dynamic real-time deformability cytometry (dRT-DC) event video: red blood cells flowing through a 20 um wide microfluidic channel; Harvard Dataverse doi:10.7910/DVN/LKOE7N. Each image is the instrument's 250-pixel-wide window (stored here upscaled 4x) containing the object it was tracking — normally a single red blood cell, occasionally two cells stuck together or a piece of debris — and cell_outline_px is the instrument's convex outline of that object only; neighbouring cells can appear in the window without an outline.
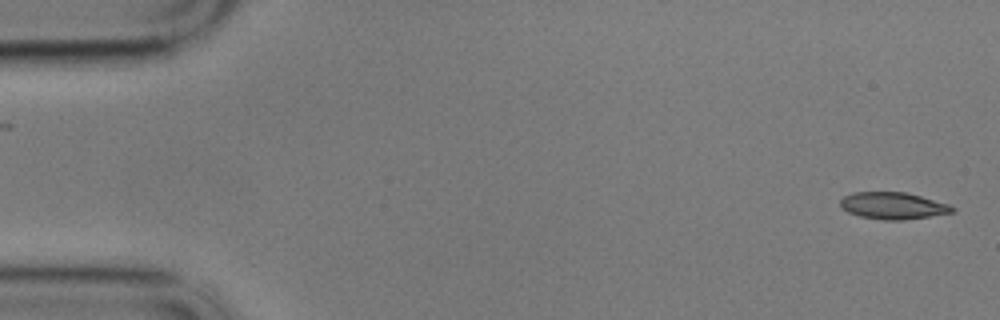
{"species": "common noctule bat (a hibernating species)", "species_latin": "Nyctalus noctula", "temperature_condition": "cold", "stored_images_in_passage": 50, "camera_frame_rate_fps": 3000, "um_per_image_px": 0.085, "animal": {"sex": "male", "body_mass_g": 17.9}, "frame": {"image": 1, "passage_image": 1, "time_ms": 0.0, "image_size_px": [1000, 320], "cell_outline_px": [[956, 212], [904, 220], [884, 220], [860, 216], [848, 212], [840, 208], [840, 200], [844, 196], [852, 192], [904, 192], [920, 196], [948, 204], [956, 208]], "centroid_in_image_um": [75.89, 17.49], "position_along_channel_um": 9.1, "area_um2": 17.57}}
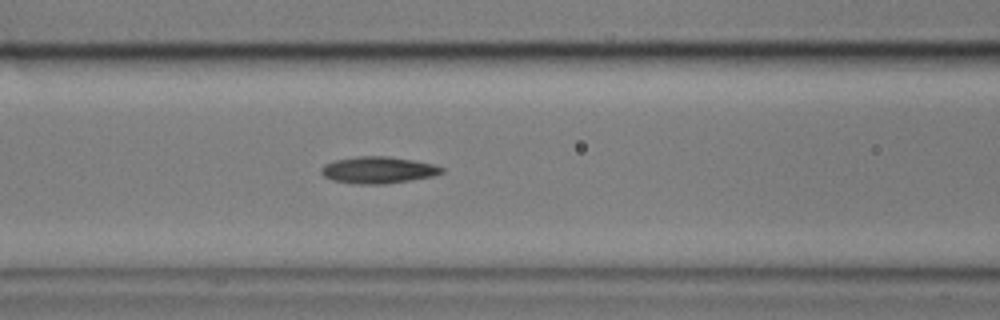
{"frame": {"image": 2, "passage_image": 23, "time_ms": 7.333, "image_size_px": [1000, 320], "cell_outline_px": [[444, 172], [432, 176], [384, 184], [356, 184], [332, 180], [324, 176], [320, 172], [320, 168], [324, 164], [336, 160], [360, 156], [388, 156], [436, 164], [444, 168]], "centroid_in_image_um": [32.14, 14.45], "position_along_channel_um": 134.5, "area_um2": 18.73}}
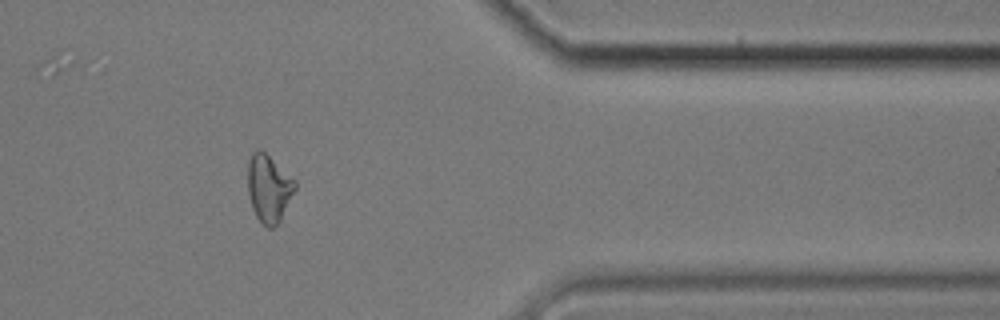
{"frame": {"image": 3, "passage_image": 47, "time_ms": 15.333, "image_size_px": [1000, 320], "cell_outline_px": [[296, 188], [280, 220], [272, 228], [268, 228], [256, 216], [252, 208], [248, 192], [248, 160], [252, 152], [256, 148], [260, 148], [296, 180]], "centroid_in_image_um": [22.84, 15.97], "position_along_channel_um": 388.6, "area_um2": 18.5}, "authors_computed_cell_mechanics": {"area_um2": 18.1203, "velocity_mm_per_s": 3.4226, "shape_relaxation_time_tau1_ms": null, "shape_relaxation_time_tau2_ms": 5.5272, "deformation_change_tau1": null, "deformation_change_tau2": 0.1438}}